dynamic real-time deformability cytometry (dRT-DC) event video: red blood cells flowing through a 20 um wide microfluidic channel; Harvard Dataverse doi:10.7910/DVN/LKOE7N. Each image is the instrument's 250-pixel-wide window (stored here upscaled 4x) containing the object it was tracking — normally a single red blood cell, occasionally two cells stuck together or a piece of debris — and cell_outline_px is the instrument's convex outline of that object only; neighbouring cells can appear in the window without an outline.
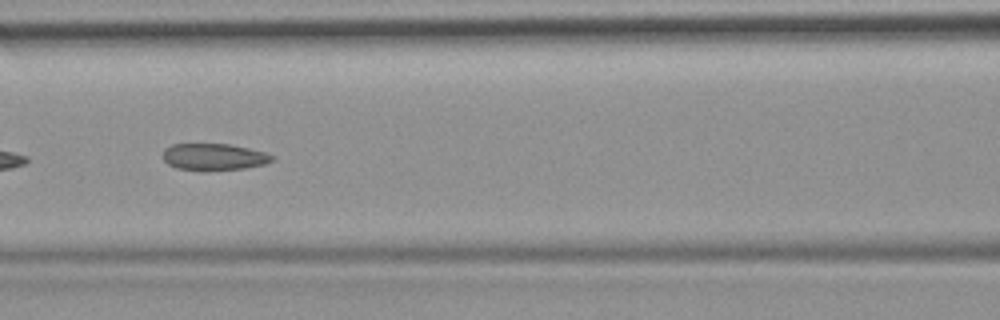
{"species": "common noctule bat (a hibernating species)", "species_latin": "Nyctalus noctula", "temperature_condition": "room temperature", "stored_images_in_passage": 52, "camera_frame_rate_fps": 3000, "um_per_image_px": 0.085, "animal": {"sex": "female", "body_mass_g": 19.9}, "frame": {"image": 1, "passage_image": 23, "time_ms": 7.333, "image_size_px": [1000, 320], "cell_outline_px": [[276, 156], [272, 160], [264, 164], [244, 168], [204, 172], [200, 172], [176, 168], [168, 164], [164, 160], [164, 148], [172, 144], [228, 144], [248, 148], [264, 152]], "centroid_in_image_um": [18.16, 13.36], "position_along_channel_um": 148.4, "area_um2": 17.28}, "authors_computed_cell_mechanics": {"area_um2": 18.5827, "velocity_mm_per_s": 3.8908, "shape_relaxation_time_tau1_ms": null, "shape_relaxation_time_tau2_ms": 1.6708, "deformation_change_tau1": null, "deformation_change_tau2": 0.0831}}